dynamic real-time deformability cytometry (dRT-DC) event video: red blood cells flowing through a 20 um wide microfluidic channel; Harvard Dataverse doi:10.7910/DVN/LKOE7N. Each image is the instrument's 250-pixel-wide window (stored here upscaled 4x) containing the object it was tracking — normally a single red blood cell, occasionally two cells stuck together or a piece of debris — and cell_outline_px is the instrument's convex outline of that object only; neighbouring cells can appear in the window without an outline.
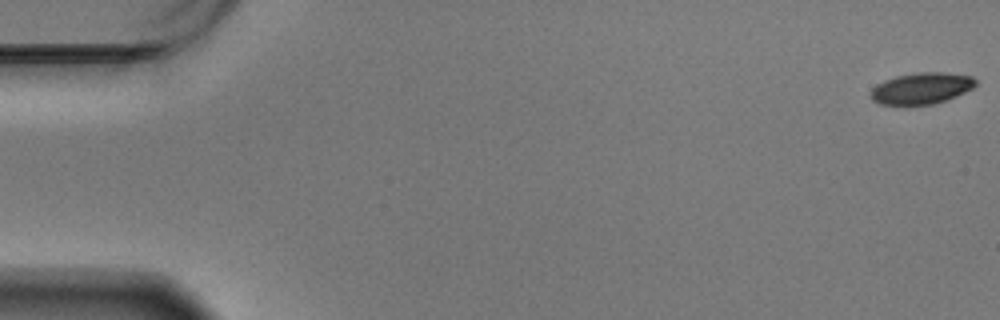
{"species": "Egyptian fruit bat (a non-hibernating species)", "species_latin": "Rousettus aegyptiacus", "temperature_condition": "warm", "stored_images_in_passage": 60, "camera_frame_rate_fps": 3000, "um_per_image_px": 0.085, "animal": {"sex": "male"}, "frame": {"image": 1, "passage_image": 1, "time_ms": 0.0, "image_size_px": [1000, 320], "cell_outline_px": [[976, 84], [972, 88], [956, 96], [932, 104], [880, 104], [872, 100], [868, 96], [868, 92], [876, 84], [884, 80], [896, 76], [916, 72], [944, 72], [972, 76], [976, 80]], "centroid_in_image_um": [78.27, 7.49], "position_along_channel_um": 6.7, "area_um2": 19.19}}
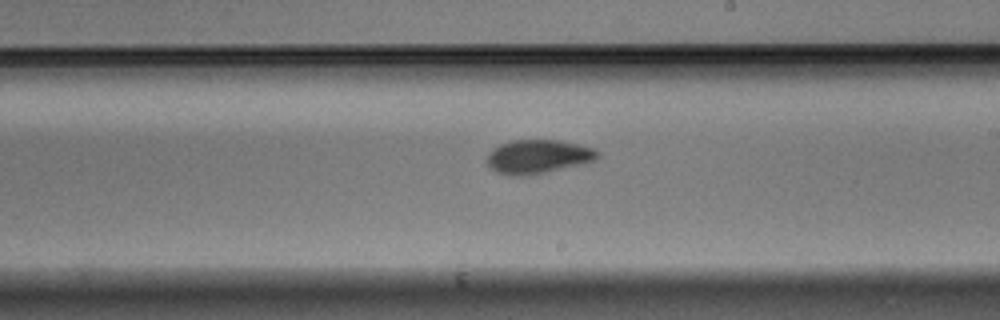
{"frame": {"image": 2, "passage_image": 35, "time_ms": 11.333, "image_size_px": [1000, 320], "cell_outline_px": [[600, 156], [596, 160], [584, 164], [524, 176], [516, 176], [496, 172], [484, 160], [488, 152], [492, 148], [500, 144], [512, 140], [560, 140], [592, 148], [600, 152]], "centroid_in_image_um": [45.71, 13.31], "position_along_channel_um": 243.3, "area_um2": 21.91}}
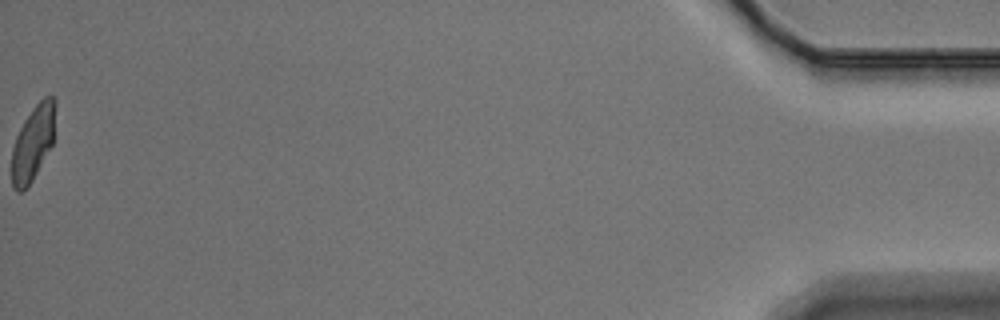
{"frame": {"image": 3, "passage_image": 60, "time_ms": 19.667, "image_size_px": [1000, 320], "cell_outline_px": [[56, 104], [52, 144], [32, 180], [20, 192], [16, 192], [12, 188], [12, 148], [16, 136], [24, 120], [32, 108], [44, 96], [52, 96], [56, 100]], "centroid_in_image_um": [2.8, 12.11], "position_along_channel_um": 432.4, "area_um2": 18.84}, "authors_computed_cell_mechanics": {"area_um2": 20.4323, "velocity_mm_per_s": 3.4477, "shape_relaxation_time_tau1_ms": 4.0256, "shape_relaxation_time_tau2_ms": 2.9315, "deformation_change_tau1": 0.1434, "deformation_change_tau2": 0.0721}}